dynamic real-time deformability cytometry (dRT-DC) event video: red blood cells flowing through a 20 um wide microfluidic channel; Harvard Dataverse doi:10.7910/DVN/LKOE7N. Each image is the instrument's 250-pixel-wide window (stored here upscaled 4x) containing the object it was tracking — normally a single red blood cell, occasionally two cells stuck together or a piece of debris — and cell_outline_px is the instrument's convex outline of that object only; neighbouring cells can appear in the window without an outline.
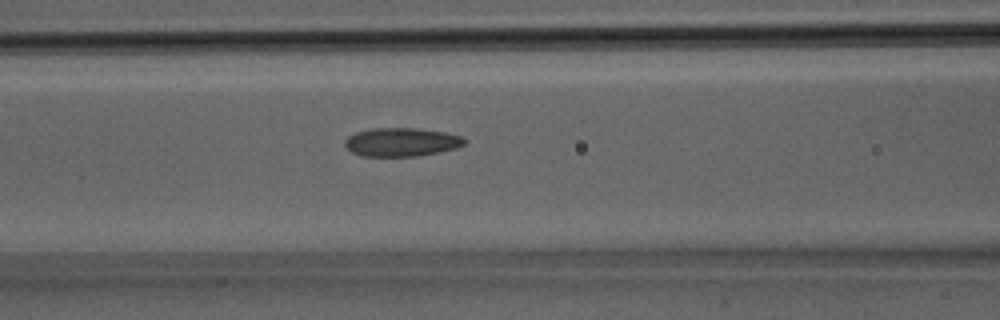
{"species": "Egyptian fruit bat (a non-hibernating species)", "species_latin": "Rousettus aegyptiacus", "temperature_condition": "room temperature", "stored_images_in_passage": 10, "camera_frame_rate_fps": 3000, "um_per_image_px": 0.085, "animal": {"sex": "male"}, "frame": {"image": 1, "passage_image": 6, "time_ms": 1.667, "image_size_px": [1000, 320], "cell_outline_px": [[468, 140], [464, 144], [456, 148], [416, 156], [360, 156], [352, 152], [344, 144], [344, 140], [348, 136], [356, 132], [372, 128], [416, 128], [444, 132], [460, 136]], "centroid_in_image_um": [34.1, 12.07], "position_along_channel_um": 132.5, "area_um2": 19.83}}
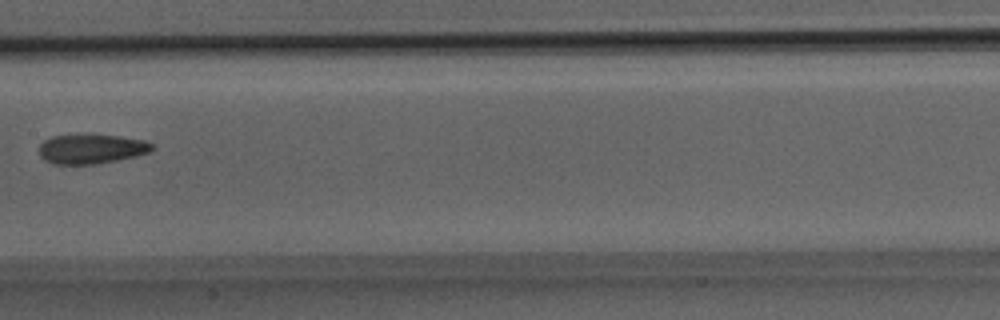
{"frame": {"image": 2, "passage_image": 9, "time_ms": 2.667, "image_size_px": [1000, 320], "cell_outline_px": [[156, 148], [148, 152], [136, 156], [96, 164], [52, 164], [44, 160], [40, 156], [40, 144], [44, 140], [52, 136], [120, 136], [144, 140], [152, 144]], "centroid_in_image_um": [7.77, 12.68], "position_along_channel_um": 199.6, "area_um2": 19.07}}